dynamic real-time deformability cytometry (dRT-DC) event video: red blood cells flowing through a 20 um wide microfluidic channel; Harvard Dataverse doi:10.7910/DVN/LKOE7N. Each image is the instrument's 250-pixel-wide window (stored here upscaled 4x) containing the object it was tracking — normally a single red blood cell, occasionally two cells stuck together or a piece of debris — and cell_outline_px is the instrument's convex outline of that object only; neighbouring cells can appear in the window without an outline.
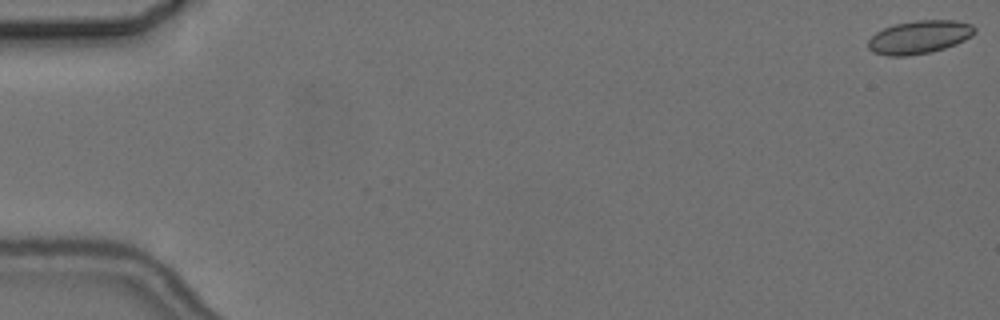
{"species": "common noctule bat (a hibernating species)", "species_latin": "Nyctalus noctula", "temperature_condition": "cold", "stored_images_in_passage": 6, "camera_frame_rate_fps": 3000, "um_per_image_px": 0.085, "animal": {"sex": "female", "body_mass_g": 24.6, "forearm_length_mm": 56.2}, "frame": {"image": 1, "passage_image": 1, "time_ms": 0.0, "image_size_px": [1000, 320], "cell_outline_px": [[976, 32], [972, 36], [956, 44], [932, 52], [908, 56], [888, 56], [872, 52], [868, 48], [868, 40], [876, 32], [884, 28], [896, 24], [916, 20], [956, 20], [972, 24], [976, 28]], "centroid_in_image_um": [78.16, 3.16], "position_along_channel_um": 6.8, "area_um2": 20.75}}
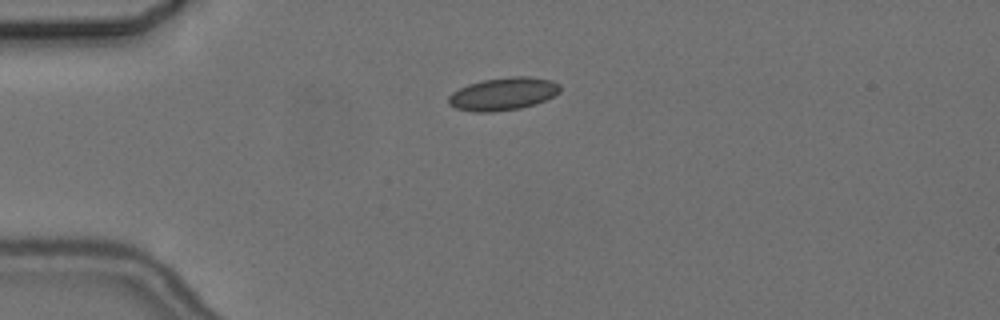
{"frame": {"image": 2, "passage_image": 5, "time_ms": 4.667, "image_size_px": [1000, 320], "cell_outline_px": [[560, 92], [536, 104], [520, 108], [492, 112], [472, 112], [456, 108], [448, 104], [448, 96], [452, 92], [468, 84], [484, 80], [508, 76], [532, 76], [552, 80], [560, 84]], "centroid_in_image_um": [42.77, 7.97], "position_along_channel_um": 42.2, "area_um2": 21.44}}